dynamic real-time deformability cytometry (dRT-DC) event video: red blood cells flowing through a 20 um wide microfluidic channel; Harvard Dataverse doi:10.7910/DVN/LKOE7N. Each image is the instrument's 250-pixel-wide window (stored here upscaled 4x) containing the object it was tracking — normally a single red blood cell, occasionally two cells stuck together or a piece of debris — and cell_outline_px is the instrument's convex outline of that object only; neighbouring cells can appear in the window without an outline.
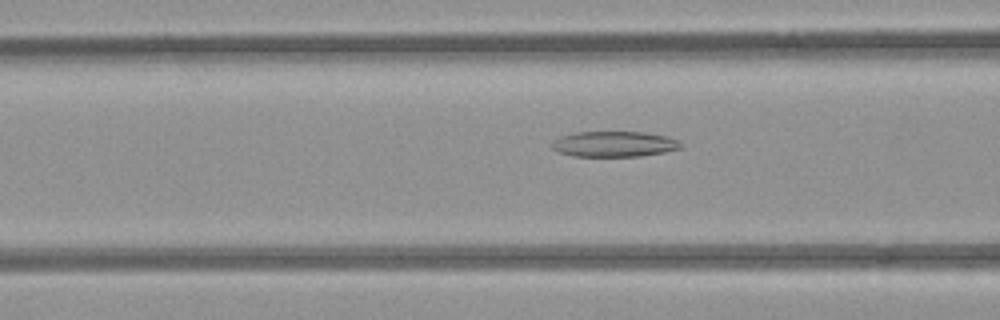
{"species": "common noctule bat (a hibernating species)", "species_latin": "Nyctalus noctula", "temperature_condition": "room temperature", "stored_images_in_passage": 43, "camera_frame_rate_fps": 3000, "um_per_image_px": 0.085, "animal": {"sex": "female", "body_mass_g": 21.9}, "frame": {"image": 1, "passage_image": 11, "time_ms": 3.333, "image_size_px": [1000, 320], "cell_outline_px": [[680, 148], [664, 152], [640, 156], [572, 156], [560, 152], [552, 148], [552, 140], [560, 136], [576, 132], [644, 132], [664, 136], [676, 140], [680, 144]], "centroid_in_image_um": [52.14, 12.24], "position_along_channel_um": 114.5, "area_um2": 18.96}}
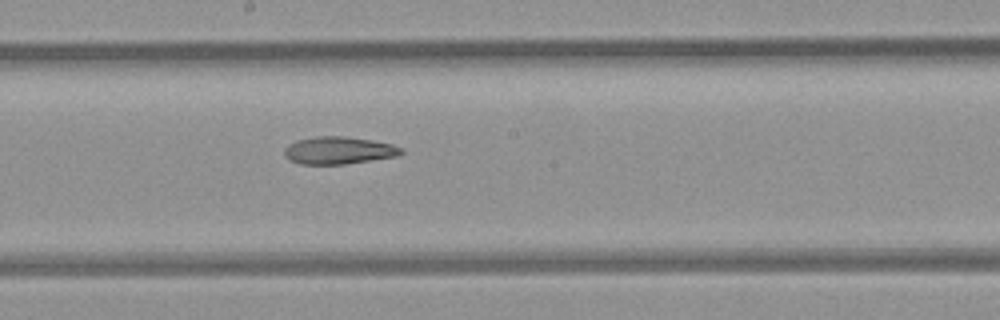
{"frame": {"image": 2, "passage_image": 19, "time_ms": 6.0, "image_size_px": [1000, 320], "cell_outline_px": [[404, 152], [396, 156], [344, 164], [300, 164], [288, 160], [284, 156], [284, 148], [288, 144], [296, 140], [316, 136], [344, 136], [372, 140], [392, 144], [404, 148]], "centroid_in_image_um": [28.75, 12.78], "position_along_channel_um": 219.4, "area_um2": 18.79}}
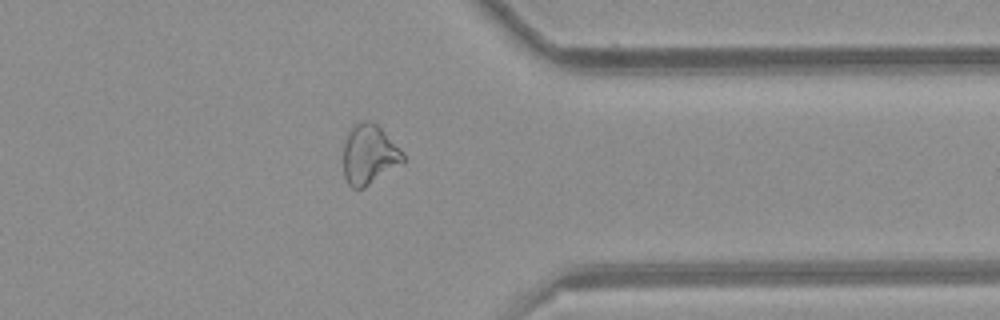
{"frame": {"image": 3, "passage_image": 32, "time_ms": 10.333, "image_size_px": [1000, 320], "cell_outline_px": [[408, 160], [364, 188], [352, 188], [348, 184], [344, 176], [344, 144], [348, 132], [360, 120], [364, 120], [376, 124], [404, 152]], "centroid_in_image_um": [31.41, 13.16], "position_along_channel_um": 380.0, "area_um2": 20.81}, "authors_computed_cell_mechanics": {"area_um2": 20.808, "velocity_mm_per_s": 3.9204, "shape_relaxation_time_tau1_ms": null, "shape_relaxation_time_tau2_ms": 8.1431, "deformation_change_tau1": null, "deformation_change_tau2": 0.2041}}